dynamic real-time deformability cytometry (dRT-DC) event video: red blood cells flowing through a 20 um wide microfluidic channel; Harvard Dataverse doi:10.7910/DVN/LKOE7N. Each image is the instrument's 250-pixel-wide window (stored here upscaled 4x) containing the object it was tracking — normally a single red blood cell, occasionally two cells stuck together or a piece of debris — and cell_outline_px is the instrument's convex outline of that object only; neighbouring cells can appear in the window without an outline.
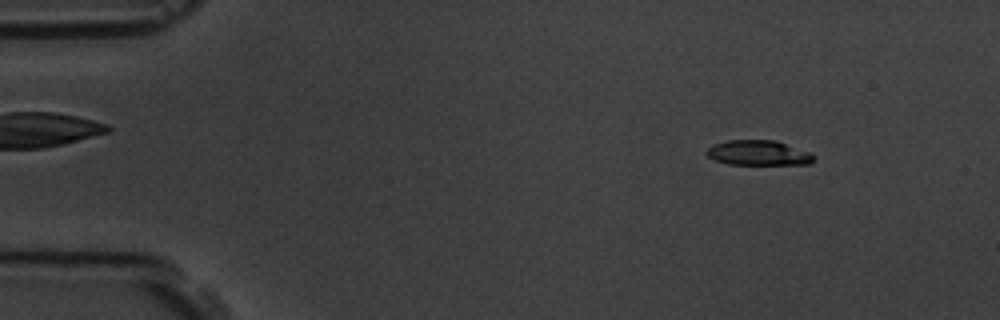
{"species": "common noctule bat (a hibernating species)", "species_latin": "Nyctalus noctula", "temperature_condition": "room temperature", "stored_images_in_passage": 4, "camera_frame_rate_fps": 3000, "um_per_image_px": 0.085, "animal": {"sex": "male", "body_mass_g": 19.5, "forearm_length_mm": 54.6}, "frame": {"image": 1, "passage_image": 1, "time_ms": 0.0, "image_size_px": [1000, 320], "cell_outline_px": [[812, 160], [808, 164], [728, 164], [716, 160], [708, 156], [704, 152], [712, 144], [728, 140], [776, 140], [812, 152]], "centroid_in_image_um": [64.44, 12.98], "position_along_channel_um": 20.6, "area_um2": 15.61}}
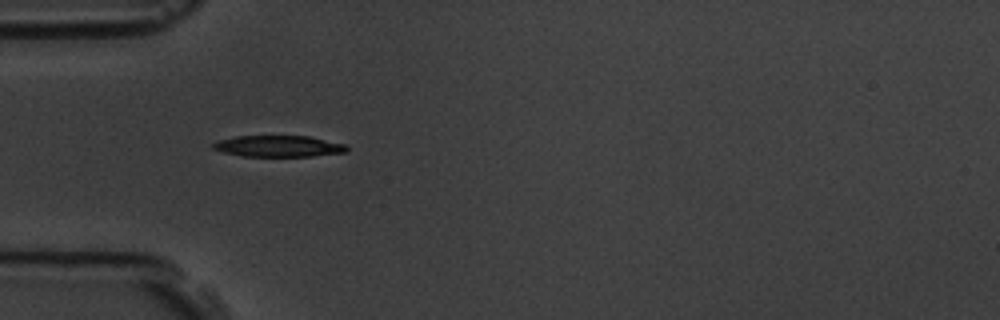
{"frame": {"image": 2, "passage_image": 4, "time_ms": 3.333, "image_size_px": [1000, 320], "cell_outline_px": [[348, 152], [312, 156], [240, 156], [224, 152], [212, 148], [212, 144], [220, 140], [236, 136], [308, 136], [344, 144], [348, 148]], "centroid_in_image_um": [23.68, 12.43], "position_along_channel_um": 61.3, "area_um2": 16.47}}